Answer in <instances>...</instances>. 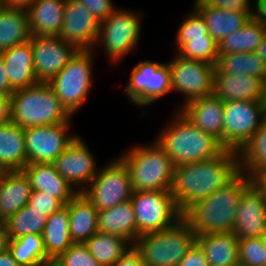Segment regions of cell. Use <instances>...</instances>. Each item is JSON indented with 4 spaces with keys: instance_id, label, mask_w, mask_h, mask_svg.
Wrapping results in <instances>:
<instances>
[{
    "instance_id": "8992f818",
    "label": "cell",
    "mask_w": 266,
    "mask_h": 266,
    "mask_svg": "<svg viewBox=\"0 0 266 266\" xmlns=\"http://www.w3.org/2000/svg\"><path fill=\"white\" fill-rule=\"evenodd\" d=\"M197 242V234L182 218L173 226L140 235L133 247L145 266H178Z\"/></svg>"
},
{
    "instance_id": "d590c367",
    "label": "cell",
    "mask_w": 266,
    "mask_h": 266,
    "mask_svg": "<svg viewBox=\"0 0 266 266\" xmlns=\"http://www.w3.org/2000/svg\"><path fill=\"white\" fill-rule=\"evenodd\" d=\"M238 153L242 172L253 177L266 171V120Z\"/></svg>"
},
{
    "instance_id": "94428289",
    "label": "cell",
    "mask_w": 266,
    "mask_h": 266,
    "mask_svg": "<svg viewBox=\"0 0 266 266\" xmlns=\"http://www.w3.org/2000/svg\"><path fill=\"white\" fill-rule=\"evenodd\" d=\"M259 0H250L251 4H254L255 2H258Z\"/></svg>"
},
{
    "instance_id": "277c9868",
    "label": "cell",
    "mask_w": 266,
    "mask_h": 266,
    "mask_svg": "<svg viewBox=\"0 0 266 266\" xmlns=\"http://www.w3.org/2000/svg\"><path fill=\"white\" fill-rule=\"evenodd\" d=\"M10 121L22 128L68 122L72 116L48 83L16 90L10 97Z\"/></svg>"
},
{
    "instance_id": "e575fe53",
    "label": "cell",
    "mask_w": 266,
    "mask_h": 266,
    "mask_svg": "<svg viewBox=\"0 0 266 266\" xmlns=\"http://www.w3.org/2000/svg\"><path fill=\"white\" fill-rule=\"evenodd\" d=\"M9 251L20 266H44L47 257L42 235L27 234L9 240Z\"/></svg>"
},
{
    "instance_id": "d4e9b609",
    "label": "cell",
    "mask_w": 266,
    "mask_h": 266,
    "mask_svg": "<svg viewBox=\"0 0 266 266\" xmlns=\"http://www.w3.org/2000/svg\"><path fill=\"white\" fill-rule=\"evenodd\" d=\"M69 208V231L74 243L85 244L98 231V210L81 192L66 205Z\"/></svg>"
},
{
    "instance_id": "9f6ffc18",
    "label": "cell",
    "mask_w": 266,
    "mask_h": 266,
    "mask_svg": "<svg viewBox=\"0 0 266 266\" xmlns=\"http://www.w3.org/2000/svg\"><path fill=\"white\" fill-rule=\"evenodd\" d=\"M8 172L9 170L6 167L0 166V187L4 177L8 174Z\"/></svg>"
},
{
    "instance_id": "603a6c76",
    "label": "cell",
    "mask_w": 266,
    "mask_h": 266,
    "mask_svg": "<svg viewBox=\"0 0 266 266\" xmlns=\"http://www.w3.org/2000/svg\"><path fill=\"white\" fill-rule=\"evenodd\" d=\"M66 0H36L28 9L32 36H59Z\"/></svg>"
},
{
    "instance_id": "7c38bea8",
    "label": "cell",
    "mask_w": 266,
    "mask_h": 266,
    "mask_svg": "<svg viewBox=\"0 0 266 266\" xmlns=\"http://www.w3.org/2000/svg\"><path fill=\"white\" fill-rule=\"evenodd\" d=\"M131 104L148 106L171 93V71L168 63L145 60L131 70L125 87Z\"/></svg>"
},
{
    "instance_id": "f907efd6",
    "label": "cell",
    "mask_w": 266,
    "mask_h": 266,
    "mask_svg": "<svg viewBox=\"0 0 266 266\" xmlns=\"http://www.w3.org/2000/svg\"><path fill=\"white\" fill-rule=\"evenodd\" d=\"M5 6L27 10L36 0H3Z\"/></svg>"
},
{
    "instance_id": "f546056e",
    "label": "cell",
    "mask_w": 266,
    "mask_h": 266,
    "mask_svg": "<svg viewBox=\"0 0 266 266\" xmlns=\"http://www.w3.org/2000/svg\"><path fill=\"white\" fill-rule=\"evenodd\" d=\"M47 257L53 261L74 242L69 231V208L65 205L47 217L42 234Z\"/></svg>"
},
{
    "instance_id": "680465c9",
    "label": "cell",
    "mask_w": 266,
    "mask_h": 266,
    "mask_svg": "<svg viewBox=\"0 0 266 266\" xmlns=\"http://www.w3.org/2000/svg\"><path fill=\"white\" fill-rule=\"evenodd\" d=\"M264 104H265V108H266V80H265V97H264Z\"/></svg>"
},
{
    "instance_id": "8fae6325",
    "label": "cell",
    "mask_w": 266,
    "mask_h": 266,
    "mask_svg": "<svg viewBox=\"0 0 266 266\" xmlns=\"http://www.w3.org/2000/svg\"><path fill=\"white\" fill-rule=\"evenodd\" d=\"M133 192L128 168L117 157L102 167L81 193L101 211L129 201Z\"/></svg>"
},
{
    "instance_id": "7bdbcfd3",
    "label": "cell",
    "mask_w": 266,
    "mask_h": 266,
    "mask_svg": "<svg viewBox=\"0 0 266 266\" xmlns=\"http://www.w3.org/2000/svg\"><path fill=\"white\" fill-rule=\"evenodd\" d=\"M191 7H217L231 12H251L250 0H195Z\"/></svg>"
},
{
    "instance_id": "2e32d148",
    "label": "cell",
    "mask_w": 266,
    "mask_h": 266,
    "mask_svg": "<svg viewBox=\"0 0 266 266\" xmlns=\"http://www.w3.org/2000/svg\"><path fill=\"white\" fill-rule=\"evenodd\" d=\"M52 164L78 193L91 183L99 171L94 155L80 136Z\"/></svg>"
},
{
    "instance_id": "ac0fdd59",
    "label": "cell",
    "mask_w": 266,
    "mask_h": 266,
    "mask_svg": "<svg viewBox=\"0 0 266 266\" xmlns=\"http://www.w3.org/2000/svg\"><path fill=\"white\" fill-rule=\"evenodd\" d=\"M232 232L239 240L266 235V200L254 183L240 199Z\"/></svg>"
},
{
    "instance_id": "d6986e66",
    "label": "cell",
    "mask_w": 266,
    "mask_h": 266,
    "mask_svg": "<svg viewBox=\"0 0 266 266\" xmlns=\"http://www.w3.org/2000/svg\"><path fill=\"white\" fill-rule=\"evenodd\" d=\"M213 95L223 101H264L265 80L240 74H214Z\"/></svg>"
},
{
    "instance_id": "ab89813d",
    "label": "cell",
    "mask_w": 266,
    "mask_h": 266,
    "mask_svg": "<svg viewBox=\"0 0 266 266\" xmlns=\"http://www.w3.org/2000/svg\"><path fill=\"white\" fill-rule=\"evenodd\" d=\"M239 266H266L265 236L239 240Z\"/></svg>"
},
{
    "instance_id": "5bb4252c",
    "label": "cell",
    "mask_w": 266,
    "mask_h": 266,
    "mask_svg": "<svg viewBox=\"0 0 266 266\" xmlns=\"http://www.w3.org/2000/svg\"><path fill=\"white\" fill-rule=\"evenodd\" d=\"M70 125L71 119L55 125L25 128L27 165L53 163L78 136L69 133Z\"/></svg>"
},
{
    "instance_id": "f1b7e54d",
    "label": "cell",
    "mask_w": 266,
    "mask_h": 266,
    "mask_svg": "<svg viewBox=\"0 0 266 266\" xmlns=\"http://www.w3.org/2000/svg\"><path fill=\"white\" fill-rule=\"evenodd\" d=\"M0 166L9 171L27 166L24 128L12 121L0 126Z\"/></svg>"
},
{
    "instance_id": "11a10c76",
    "label": "cell",
    "mask_w": 266,
    "mask_h": 266,
    "mask_svg": "<svg viewBox=\"0 0 266 266\" xmlns=\"http://www.w3.org/2000/svg\"><path fill=\"white\" fill-rule=\"evenodd\" d=\"M255 53L265 62L266 64V33L261 41V44L257 47Z\"/></svg>"
},
{
    "instance_id": "ffe728a7",
    "label": "cell",
    "mask_w": 266,
    "mask_h": 266,
    "mask_svg": "<svg viewBox=\"0 0 266 266\" xmlns=\"http://www.w3.org/2000/svg\"><path fill=\"white\" fill-rule=\"evenodd\" d=\"M224 105L225 101L210 95L187 103L180 111L195 126L221 141L224 123Z\"/></svg>"
},
{
    "instance_id": "bcb514c9",
    "label": "cell",
    "mask_w": 266,
    "mask_h": 266,
    "mask_svg": "<svg viewBox=\"0 0 266 266\" xmlns=\"http://www.w3.org/2000/svg\"><path fill=\"white\" fill-rule=\"evenodd\" d=\"M113 266H145L140 253L131 247Z\"/></svg>"
},
{
    "instance_id": "60d3db41",
    "label": "cell",
    "mask_w": 266,
    "mask_h": 266,
    "mask_svg": "<svg viewBox=\"0 0 266 266\" xmlns=\"http://www.w3.org/2000/svg\"><path fill=\"white\" fill-rule=\"evenodd\" d=\"M53 261L59 266H102L82 243H73Z\"/></svg>"
},
{
    "instance_id": "e0dca14e",
    "label": "cell",
    "mask_w": 266,
    "mask_h": 266,
    "mask_svg": "<svg viewBox=\"0 0 266 266\" xmlns=\"http://www.w3.org/2000/svg\"><path fill=\"white\" fill-rule=\"evenodd\" d=\"M100 22L76 0H66L64 18L59 37L79 50H93L99 33Z\"/></svg>"
},
{
    "instance_id": "4fadbf2b",
    "label": "cell",
    "mask_w": 266,
    "mask_h": 266,
    "mask_svg": "<svg viewBox=\"0 0 266 266\" xmlns=\"http://www.w3.org/2000/svg\"><path fill=\"white\" fill-rule=\"evenodd\" d=\"M175 55L167 63L171 71V91L181 93L182 97H185L180 110L191 101L213 95L215 66Z\"/></svg>"
},
{
    "instance_id": "f6af8a7d",
    "label": "cell",
    "mask_w": 266,
    "mask_h": 266,
    "mask_svg": "<svg viewBox=\"0 0 266 266\" xmlns=\"http://www.w3.org/2000/svg\"><path fill=\"white\" fill-rule=\"evenodd\" d=\"M178 266H209L203 249L196 242Z\"/></svg>"
},
{
    "instance_id": "8d00e7d4",
    "label": "cell",
    "mask_w": 266,
    "mask_h": 266,
    "mask_svg": "<svg viewBox=\"0 0 266 266\" xmlns=\"http://www.w3.org/2000/svg\"><path fill=\"white\" fill-rule=\"evenodd\" d=\"M47 222L45 212L35 210L29 204L11 215L3 223L9 239H15L27 234L42 235Z\"/></svg>"
},
{
    "instance_id": "7dc6e473",
    "label": "cell",
    "mask_w": 266,
    "mask_h": 266,
    "mask_svg": "<svg viewBox=\"0 0 266 266\" xmlns=\"http://www.w3.org/2000/svg\"><path fill=\"white\" fill-rule=\"evenodd\" d=\"M13 92L14 90L10 86L4 60L0 56V95L11 96Z\"/></svg>"
},
{
    "instance_id": "c3c4849f",
    "label": "cell",
    "mask_w": 266,
    "mask_h": 266,
    "mask_svg": "<svg viewBox=\"0 0 266 266\" xmlns=\"http://www.w3.org/2000/svg\"><path fill=\"white\" fill-rule=\"evenodd\" d=\"M251 18L260 24L266 25V0H259L252 4Z\"/></svg>"
},
{
    "instance_id": "83f0119b",
    "label": "cell",
    "mask_w": 266,
    "mask_h": 266,
    "mask_svg": "<svg viewBox=\"0 0 266 266\" xmlns=\"http://www.w3.org/2000/svg\"><path fill=\"white\" fill-rule=\"evenodd\" d=\"M31 36L27 10L0 8V53L30 41Z\"/></svg>"
},
{
    "instance_id": "5b68a950",
    "label": "cell",
    "mask_w": 266,
    "mask_h": 266,
    "mask_svg": "<svg viewBox=\"0 0 266 266\" xmlns=\"http://www.w3.org/2000/svg\"><path fill=\"white\" fill-rule=\"evenodd\" d=\"M119 157L128 168L133 191H171L174 165L155 140L134 145Z\"/></svg>"
},
{
    "instance_id": "6125c7cd",
    "label": "cell",
    "mask_w": 266,
    "mask_h": 266,
    "mask_svg": "<svg viewBox=\"0 0 266 266\" xmlns=\"http://www.w3.org/2000/svg\"><path fill=\"white\" fill-rule=\"evenodd\" d=\"M3 227V223L1 222V220H0V229Z\"/></svg>"
},
{
    "instance_id": "4316f807",
    "label": "cell",
    "mask_w": 266,
    "mask_h": 266,
    "mask_svg": "<svg viewBox=\"0 0 266 266\" xmlns=\"http://www.w3.org/2000/svg\"><path fill=\"white\" fill-rule=\"evenodd\" d=\"M97 223L99 232L116 234L132 245L137 240V225L131 200L98 211Z\"/></svg>"
},
{
    "instance_id": "cb8c5ba5",
    "label": "cell",
    "mask_w": 266,
    "mask_h": 266,
    "mask_svg": "<svg viewBox=\"0 0 266 266\" xmlns=\"http://www.w3.org/2000/svg\"><path fill=\"white\" fill-rule=\"evenodd\" d=\"M32 187L23 170L9 171L0 187V220L2 223L28 204Z\"/></svg>"
},
{
    "instance_id": "484cf974",
    "label": "cell",
    "mask_w": 266,
    "mask_h": 266,
    "mask_svg": "<svg viewBox=\"0 0 266 266\" xmlns=\"http://www.w3.org/2000/svg\"><path fill=\"white\" fill-rule=\"evenodd\" d=\"M209 266H239V239L233 232L197 235Z\"/></svg>"
},
{
    "instance_id": "ba28073f",
    "label": "cell",
    "mask_w": 266,
    "mask_h": 266,
    "mask_svg": "<svg viewBox=\"0 0 266 266\" xmlns=\"http://www.w3.org/2000/svg\"><path fill=\"white\" fill-rule=\"evenodd\" d=\"M139 13L118 7L108 18L100 22L94 47L101 45L113 65L125 58L138 45L142 28V13Z\"/></svg>"
},
{
    "instance_id": "52a82bcc",
    "label": "cell",
    "mask_w": 266,
    "mask_h": 266,
    "mask_svg": "<svg viewBox=\"0 0 266 266\" xmlns=\"http://www.w3.org/2000/svg\"><path fill=\"white\" fill-rule=\"evenodd\" d=\"M94 50L95 48L78 50L66 66L48 82L71 116L82 107L90 93L93 84Z\"/></svg>"
},
{
    "instance_id": "44dd1931",
    "label": "cell",
    "mask_w": 266,
    "mask_h": 266,
    "mask_svg": "<svg viewBox=\"0 0 266 266\" xmlns=\"http://www.w3.org/2000/svg\"><path fill=\"white\" fill-rule=\"evenodd\" d=\"M23 171L28 176L32 190L48 193L67 205L78 193L55 169L52 163L28 164Z\"/></svg>"
},
{
    "instance_id": "f5cc1de1",
    "label": "cell",
    "mask_w": 266,
    "mask_h": 266,
    "mask_svg": "<svg viewBox=\"0 0 266 266\" xmlns=\"http://www.w3.org/2000/svg\"><path fill=\"white\" fill-rule=\"evenodd\" d=\"M0 266H20L16 260L13 258L12 253L9 249L0 254Z\"/></svg>"
},
{
    "instance_id": "836d02e7",
    "label": "cell",
    "mask_w": 266,
    "mask_h": 266,
    "mask_svg": "<svg viewBox=\"0 0 266 266\" xmlns=\"http://www.w3.org/2000/svg\"><path fill=\"white\" fill-rule=\"evenodd\" d=\"M266 33V25L252 18L239 30L228 34L218 44L219 54L255 52Z\"/></svg>"
},
{
    "instance_id": "816d5d0a",
    "label": "cell",
    "mask_w": 266,
    "mask_h": 266,
    "mask_svg": "<svg viewBox=\"0 0 266 266\" xmlns=\"http://www.w3.org/2000/svg\"><path fill=\"white\" fill-rule=\"evenodd\" d=\"M252 178L253 183L262 192L264 199L266 200V171H263L258 175H254Z\"/></svg>"
},
{
    "instance_id": "7402d4cb",
    "label": "cell",
    "mask_w": 266,
    "mask_h": 266,
    "mask_svg": "<svg viewBox=\"0 0 266 266\" xmlns=\"http://www.w3.org/2000/svg\"><path fill=\"white\" fill-rule=\"evenodd\" d=\"M0 56L4 60L10 86L14 91L39 83L34 72L30 41L5 50L0 53Z\"/></svg>"
},
{
    "instance_id": "9a60e30c",
    "label": "cell",
    "mask_w": 266,
    "mask_h": 266,
    "mask_svg": "<svg viewBox=\"0 0 266 266\" xmlns=\"http://www.w3.org/2000/svg\"><path fill=\"white\" fill-rule=\"evenodd\" d=\"M30 42L38 82L48 83L79 50L59 36H31Z\"/></svg>"
},
{
    "instance_id": "7a4b0ae2",
    "label": "cell",
    "mask_w": 266,
    "mask_h": 266,
    "mask_svg": "<svg viewBox=\"0 0 266 266\" xmlns=\"http://www.w3.org/2000/svg\"><path fill=\"white\" fill-rule=\"evenodd\" d=\"M252 184L253 178L241 171L229 184L191 206L183 218L197 235L232 232L240 199Z\"/></svg>"
},
{
    "instance_id": "1f68e13d",
    "label": "cell",
    "mask_w": 266,
    "mask_h": 266,
    "mask_svg": "<svg viewBox=\"0 0 266 266\" xmlns=\"http://www.w3.org/2000/svg\"><path fill=\"white\" fill-rule=\"evenodd\" d=\"M214 74H240L266 80V64L255 52L219 54Z\"/></svg>"
},
{
    "instance_id": "30bf717a",
    "label": "cell",
    "mask_w": 266,
    "mask_h": 266,
    "mask_svg": "<svg viewBox=\"0 0 266 266\" xmlns=\"http://www.w3.org/2000/svg\"><path fill=\"white\" fill-rule=\"evenodd\" d=\"M266 120L264 101H225L220 144L239 152Z\"/></svg>"
},
{
    "instance_id": "f35d334b",
    "label": "cell",
    "mask_w": 266,
    "mask_h": 266,
    "mask_svg": "<svg viewBox=\"0 0 266 266\" xmlns=\"http://www.w3.org/2000/svg\"><path fill=\"white\" fill-rule=\"evenodd\" d=\"M189 11L186 18L180 23L176 32V51L186 42L189 38L205 37L209 34L203 16L194 8Z\"/></svg>"
},
{
    "instance_id": "b9f144b4",
    "label": "cell",
    "mask_w": 266,
    "mask_h": 266,
    "mask_svg": "<svg viewBox=\"0 0 266 266\" xmlns=\"http://www.w3.org/2000/svg\"><path fill=\"white\" fill-rule=\"evenodd\" d=\"M28 204L35 210L45 212L47 217L65 206L60 200L51 197L48 193L36 190H32Z\"/></svg>"
},
{
    "instance_id": "91938a15",
    "label": "cell",
    "mask_w": 266,
    "mask_h": 266,
    "mask_svg": "<svg viewBox=\"0 0 266 266\" xmlns=\"http://www.w3.org/2000/svg\"><path fill=\"white\" fill-rule=\"evenodd\" d=\"M5 4H4V1L3 0H0V8L3 7Z\"/></svg>"
},
{
    "instance_id": "4dcf8cb0",
    "label": "cell",
    "mask_w": 266,
    "mask_h": 266,
    "mask_svg": "<svg viewBox=\"0 0 266 266\" xmlns=\"http://www.w3.org/2000/svg\"><path fill=\"white\" fill-rule=\"evenodd\" d=\"M208 27L209 35L219 44L228 34L241 29L251 18V12H231L217 7H194Z\"/></svg>"
},
{
    "instance_id": "ee69618b",
    "label": "cell",
    "mask_w": 266,
    "mask_h": 266,
    "mask_svg": "<svg viewBox=\"0 0 266 266\" xmlns=\"http://www.w3.org/2000/svg\"><path fill=\"white\" fill-rule=\"evenodd\" d=\"M85 5L97 21L102 22L108 18L118 7L112 0H76Z\"/></svg>"
},
{
    "instance_id": "d6a6232c",
    "label": "cell",
    "mask_w": 266,
    "mask_h": 266,
    "mask_svg": "<svg viewBox=\"0 0 266 266\" xmlns=\"http://www.w3.org/2000/svg\"><path fill=\"white\" fill-rule=\"evenodd\" d=\"M90 254L102 266H113L133 245L116 234L97 231L86 243Z\"/></svg>"
},
{
    "instance_id": "9c48e42d",
    "label": "cell",
    "mask_w": 266,
    "mask_h": 266,
    "mask_svg": "<svg viewBox=\"0 0 266 266\" xmlns=\"http://www.w3.org/2000/svg\"><path fill=\"white\" fill-rule=\"evenodd\" d=\"M137 238L145 233L169 228L183 218L171 191H134L131 197Z\"/></svg>"
},
{
    "instance_id": "6f0895ef",
    "label": "cell",
    "mask_w": 266,
    "mask_h": 266,
    "mask_svg": "<svg viewBox=\"0 0 266 266\" xmlns=\"http://www.w3.org/2000/svg\"><path fill=\"white\" fill-rule=\"evenodd\" d=\"M44 266H59L54 261L47 262Z\"/></svg>"
},
{
    "instance_id": "3957f363",
    "label": "cell",
    "mask_w": 266,
    "mask_h": 266,
    "mask_svg": "<svg viewBox=\"0 0 266 266\" xmlns=\"http://www.w3.org/2000/svg\"><path fill=\"white\" fill-rule=\"evenodd\" d=\"M177 110L155 138L156 143L171 158L174 167L205 161L225 150L217 138L205 133Z\"/></svg>"
},
{
    "instance_id": "681fc988",
    "label": "cell",
    "mask_w": 266,
    "mask_h": 266,
    "mask_svg": "<svg viewBox=\"0 0 266 266\" xmlns=\"http://www.w3.org/2000/svg\"><path fill=\"white\" fill-rule=\"evenodd\" d=\"M11 96L0 95V126L10 121Z\"/></svg>"
},
{
    "instance_id": "db71d44e",
    "label": "cell",
    "mask_w": 266,
    "mask_h": 266,
    "mask_svg": "<svg viewBox=\"0 0 266 266\" xmlns=\"http://www.w3.org/2000/svg\"><path fill=\"white\" fill-rule=\"evenodd\" d=\"M9 236L4 227L0 229V254L6 252L9 248Z\"/></svg>"
},
{
    "instance_id": "6da1fadb",
    "label": "cell",
    "mask_w": 266,
    "mask_h": 266,
    "mask_svg": "<svg viewBox=\"0 0 266 266\" xmlns=\"http://www.w3.org/2000/svg\"><path fill=\"white\" fill-rule=\"evenodd\" d=\"M239 153L224 150L211 159L174 167L171 193L184 214L196 202L229 184L239 173Z\"/></svg>"
},
{
    "instance_id": "74e56055",
    "label": "cell",
    "mask_w": 266,
    "mask_h": 266,
    "mask_svg": "<svg viewBox=\"0 0 266 266\" xmlns=\"http://www.w3.org/2000/svg\"><path fill=\"white\" fill-rule=\"evenodd\" d=\"M185 59L202 61L216 65L218 59V43L209 34L205 37L189 38L176 52Z\"/></svg>"
}]
</instances>
